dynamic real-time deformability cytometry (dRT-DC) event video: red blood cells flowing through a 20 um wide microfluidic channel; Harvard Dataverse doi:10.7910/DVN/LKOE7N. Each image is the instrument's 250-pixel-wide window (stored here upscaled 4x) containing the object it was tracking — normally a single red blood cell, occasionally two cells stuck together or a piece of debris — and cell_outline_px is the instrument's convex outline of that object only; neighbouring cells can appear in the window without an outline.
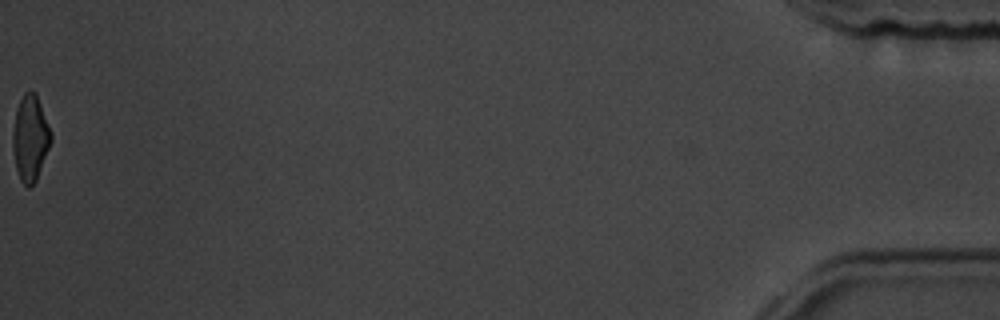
{"species": "common noctule bat (a hibernating species)", "species_latin": "Nyctalus noctula", "temperature_condition": "room temperature", "stored_images_in_passage": 42, "camera_frame_rate_fps": 3000, "um_per_image_px": 0.085, "animal": {"sex": "male", "body_mass_g": 19.5, "forearm_length_mm": 54.6}, "frame": {"image": 1, "passage_image": 42, "time_ms": 13.667, "image_size_px": [1000, 320], "cell_outline_px": [[52, 140], [36, 180], [28, 188], [20, 180], [16, 168], [12, 148], [12, 132], [16, 108], [24, 92], [28, 88], [32, 88], [36, 92], [52, 132]], "centroid_in_image_um": [2.57, 11.67], "position_along_channel_um": 432.6, "area_um2": 19.42}, "authors_computed_cell_mechanics": {"area_um2": 20.6057, "velocity_mm_per_s": 3.5646, "shape_relaxation_time_tau1_ms": 3.3759, "shape_relaxation_time_tau2_ms": 1.4802, "deformation_change_tau1": 0.1482, "deformation_change_tau2": 0.0902}}